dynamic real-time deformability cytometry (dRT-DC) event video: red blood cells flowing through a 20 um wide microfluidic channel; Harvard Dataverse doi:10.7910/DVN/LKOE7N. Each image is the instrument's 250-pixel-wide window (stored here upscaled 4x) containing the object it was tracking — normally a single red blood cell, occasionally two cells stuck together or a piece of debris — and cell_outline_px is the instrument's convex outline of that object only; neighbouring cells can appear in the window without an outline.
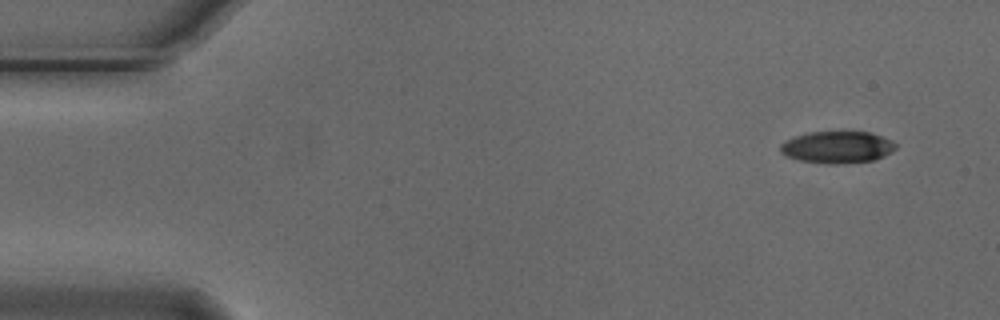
{"species": "Egyptian fruit bat (a non-hibernating species)", "species_latin": "Rousettus aegyptiacus", "temperature_condition": "cold", "stored_images_in_passage": 3, "camera_frame_rate_fps": 3000, "um_per_image_px": 0.085, "animal": {"sex": "male"}, "frame": {"image": 1, "passage_image": 1, "time_ms": 0.0, "image_size_px": [1000, 320], "cell_outline_px": [[896, 148], [884, 156], [876, 160], [840, 164], [824, 164], [800, 160], [784, 156], [780, 152], [780, 144], [784, 140], [808, 132], [868, 132], [892, 140], [896, 144]], "centroid_in_image_um": [71.14, 12.52], "position_along_channel_um": 13.9, "area_um2": 21.62}}